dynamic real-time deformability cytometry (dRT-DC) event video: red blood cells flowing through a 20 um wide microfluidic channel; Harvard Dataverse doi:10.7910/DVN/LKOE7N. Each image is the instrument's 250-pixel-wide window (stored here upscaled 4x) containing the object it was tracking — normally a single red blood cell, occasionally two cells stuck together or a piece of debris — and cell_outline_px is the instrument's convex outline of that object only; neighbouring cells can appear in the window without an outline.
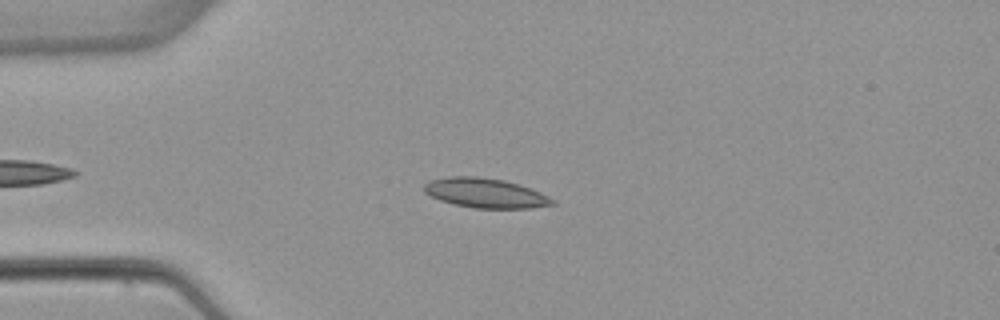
{"species": "common noctule bat (a hibernating species)", "species_latin": "Nyctalus noctula", "temperature_condition": "warm", "stored_images_in_passage": 3, "camera_frame_rate_fps": 3000, "um_per_image_px": 0.085, "animal": {"sex": "female", "body_mass_g": 22.7, "forearm_length_mm": 54.2}, "frame": {"image": 1, "passage_image": 1, "time_ms": 0.0, "image_size_px": [1000, 320], "cell_outline_px": [[556, 204], [532, 208], [472, 208], [452, 204], [440, 200], [424, 192], [424, 184], [428, 180], [448, 176], [476, 176], [504, 180], [540, 192], [556, 200]], "centroid_in_image_um": [41.23, 16.41], "position_along_channel_um": 43.8, "area_um2": 22.2}}
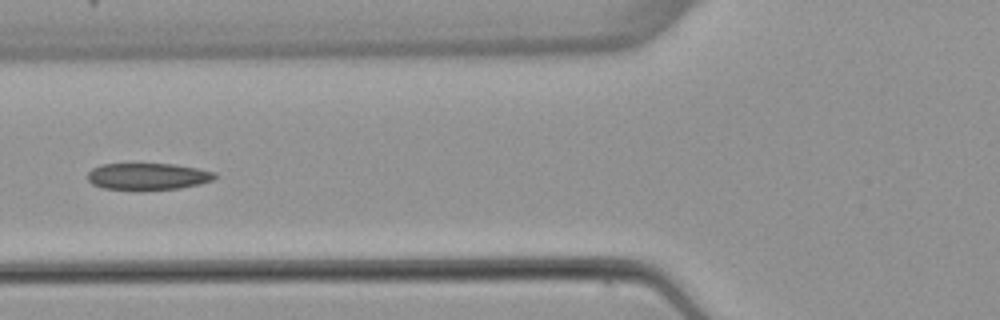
{"frame": {"image": 2, "passage_image": 3, "time_ms": 2.333, "image_size_px": [1000, 320], "cell_outline_px": [[216, 176], [212, 180], [200, 184], [180, 188], [104, 188], [92, 184], [88, 180], [88, 172], [92, 168], [100, 164], [176, 164], [216, 172]], "centroid_in_image_um": [12.57, 14.96], "position_along_channel_um": 113.2, "area_um2": 19.31}}